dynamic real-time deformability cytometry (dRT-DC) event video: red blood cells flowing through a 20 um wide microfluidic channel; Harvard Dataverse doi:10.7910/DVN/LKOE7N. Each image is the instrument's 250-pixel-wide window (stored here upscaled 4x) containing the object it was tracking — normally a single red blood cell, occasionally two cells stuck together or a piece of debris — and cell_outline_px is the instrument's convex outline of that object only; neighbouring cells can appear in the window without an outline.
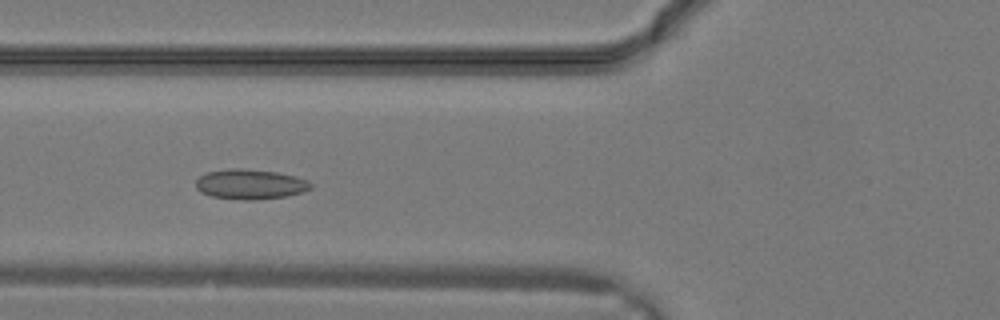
{"species": "common noctule bat (a hibernating species)", "species_latin": "Nyctalus noctula", "temperature_condition": "warm", "stored_images_in_passage": 26, "camera_frame_rate_fps": 3000, "um_per_image_px": 0.085, "animal": {"sex": "male", "body_mass_g": 19.2, "forearm_length_mm": 51.8}, "frame": {"image": 1, "passage_image": 7, "time_ms": 2.0, "image_size_px": [1000, 320], "cell_outline_px": [[312, 188], [304, 192], [288, 196], [256, 200], [240, 200], [212, 196], [200, 192], [196, 188], [196, 180], [200, 176], [208, 172], [240, 168], [276, 172], [308, 180], [312, 184]], "centroid_in_image_um": [21.29, 15.68], "position_along_channel_um": 104.5, "area_um2": 20.0}}
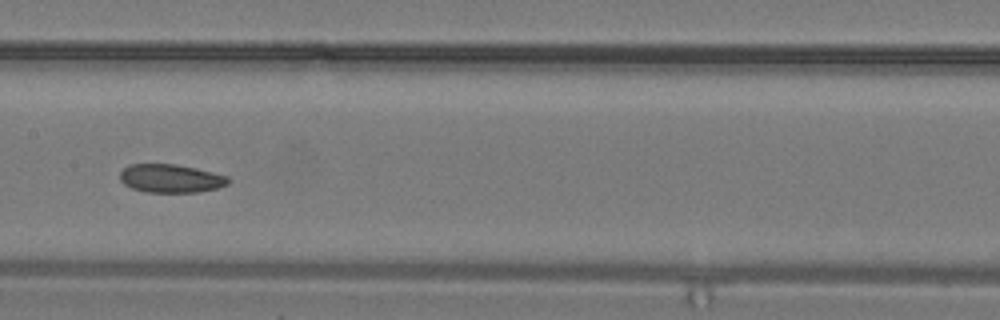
{"frame": {"image": 2, "passage_image": 11, "time_ms": 3.333, "image_size_px": [1000, 320], "cell_outline_px": [[232, 180], [228, 184], [216, 188], [200, 192], [148, 192], [132, 188], [124, 184], [120, 180], [120, 172], [128, 164], [176, 164], [196, 168], [228, 176]], "centroid_in_image_um": [14.53, 15.16], "position_along_channel_um": 192.9, "area_um2": 17.98}}
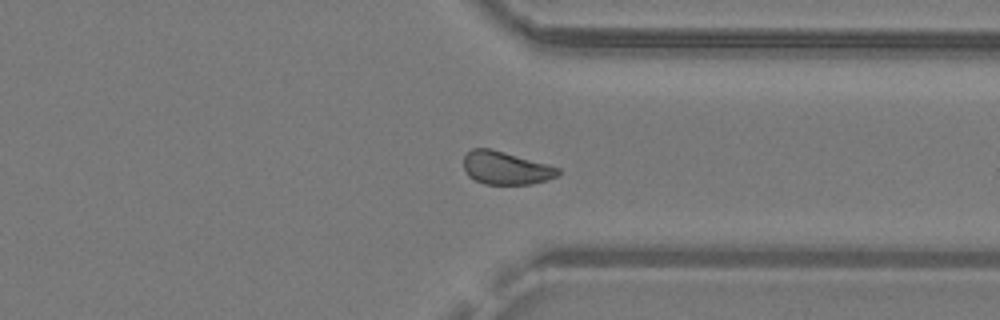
{"frame": {"image": 3, "passage_image": 19, "time_ms": 6.0, "image_size_px": [1000, 320], "cell_outline_px": [[560, 176], [548, 180], [532, 184], [484, 184], [468, 176], [464, 168], [464, 156], [472, 148], [488, 148], [504, 152], [548, 164], [560, 168]], "centroid_in_image_um": [43.02, 14.29], "position_along_channel_um": 368.4, "area_um2": 18.21}}